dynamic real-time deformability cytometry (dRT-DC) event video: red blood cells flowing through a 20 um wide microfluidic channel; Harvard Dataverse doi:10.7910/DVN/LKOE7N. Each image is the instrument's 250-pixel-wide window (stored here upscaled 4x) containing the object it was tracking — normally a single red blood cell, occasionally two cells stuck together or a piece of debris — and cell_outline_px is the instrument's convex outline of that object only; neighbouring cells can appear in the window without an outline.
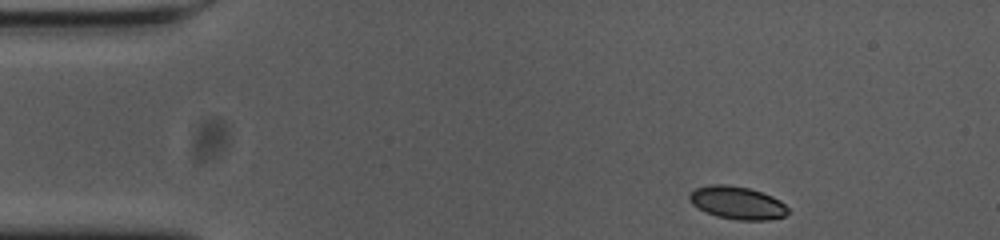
{"species": "common noctule bat (a hibernating species)", "species_latin": "Nyctalus noctula", "temperature_condition": "cold", "stored_images_in_passage": 49, "camera_frame_rate_fps": 3000, "um_per_image_px": 0.085, "animal": {"sex": "female", "body_mass_g": 23.0, "forearm_length_mm": 53.4}, "frame": {"image": 1, "passage_image": 1, "time_ms": 0.0, "image_size_px": [1000, 240], "cell_outline_px": [[788, 212], [784, 216], [768, 220], [740, 220], [716, 216], [692, 204], [688, 200], [688, 196], [696, 188], [712, 184], [724, 184], [748, 188], [772, 196], [780, 200], [788, 208]], "centroid_in_image_um": [62.67, 17.24], "position_along_channel_um": 22.3, "area_um2": 18.61}}
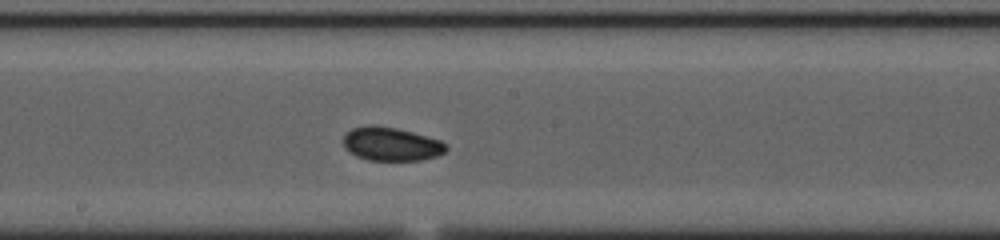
{"frame": {"image": 2, "passage_image": 23, "time_ms": 7.333, "image_size_px": [1000, 240], "cell_outline_px": [[448, 148], [444, 152], [436, 156], [420, 160], [368, 160], [356, 156], [348, 152], [344, 148], [344, 136], [352, 128], [368, 124], [376, 124], [396, 128], [412, 132], [440, 140], [448, 144]], "centroid_in_image_um": [33.23, 12.23], "position_along_channel_um": 215.0, "area_um2": 20.23}}
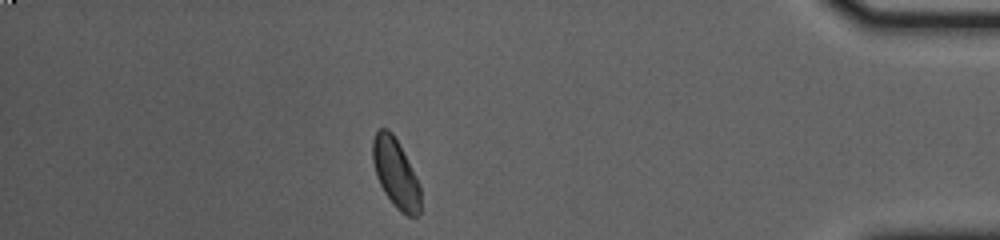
{"frame": {"image": 3, "passage_image": 42, "time_ms": 13.667, "image_size_px": [1000, 240], "cell_outline_px": [[420, 212], [416, 216], [408, 216], [400, 212], [396, 208], [384, 192], [376, 176], [372, 160], [372, 140], [376, 132], [380, 128], [388, 128], [392, 132], [420, 184]], "centroid_in_image_um": [33.61, 14.73], "position_along_channel_um": 401.6, "area_um2": 19.13}, "authors_computed_cell_mechanics": {"area_um2": 19.3052, "velocity_mm_per_s": 3.6525, "shape_relaxation_time_tau1_ms": null, "shape_relaxation_time_tau2_ms": 3.8484, "deformation_change_tau1": null, "deformation_change_tau2": 0.0577}}